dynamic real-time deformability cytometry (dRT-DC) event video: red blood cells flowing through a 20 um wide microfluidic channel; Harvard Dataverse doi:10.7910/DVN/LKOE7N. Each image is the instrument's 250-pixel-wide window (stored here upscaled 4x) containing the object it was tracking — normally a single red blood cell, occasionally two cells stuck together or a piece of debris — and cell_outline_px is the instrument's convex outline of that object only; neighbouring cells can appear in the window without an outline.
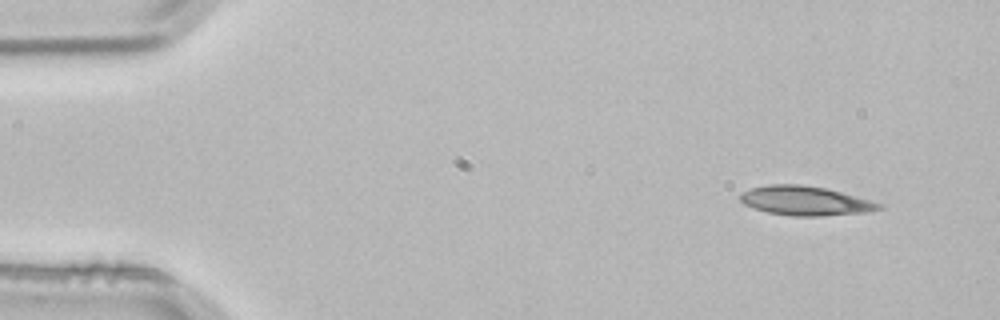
{"species": "common noctule bat (a hibernating species)", "species_latin": "Nyctalus noctula", "temperature_condition": "room temperature", "stored_images_in_passage": 3, "camera_frame_rate_fps": 3000, "um_per_image_px": 0.085, "animal": {"sex": "male", "body_mass_g": 21.5, "forearm_length_mm": 52.0}, "frame": {"image": 1, "passage_image": 1, "time_ms": 0.0, "image_size_px": [1000, 320], "cell_outline_px": [[884, 208], [872, 212], [820, 216], [792, 216], [768, 212], [744, 204], [740, 200], [740, 192], [752, 188], [768, 184], [800, 184], [824, 188], [840, 192], [884, 204]], "centroid_in_image_um": [68.48, 17.07], "position_along_channel_um": 16.5, "area_um2": 23.64}}